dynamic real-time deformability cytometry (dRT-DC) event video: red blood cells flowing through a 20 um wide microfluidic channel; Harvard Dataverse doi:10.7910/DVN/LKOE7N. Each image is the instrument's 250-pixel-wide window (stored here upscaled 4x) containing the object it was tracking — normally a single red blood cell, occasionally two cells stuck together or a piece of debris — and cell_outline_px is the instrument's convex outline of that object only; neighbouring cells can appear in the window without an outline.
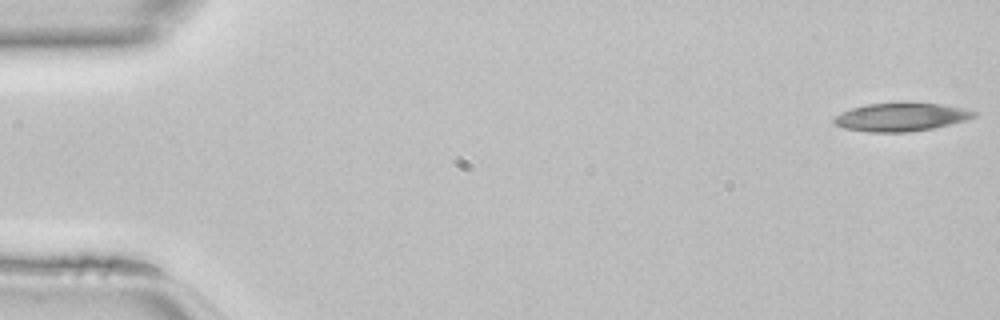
{"species": "common noctule bat (a hibernating species)", "species_latin": "Nyctalus noctula", "temperature_condition": "room temperature", "stored_images_in_passage": 46, "camera_frame_rate_fps": 3000, "um_per_image_px": 0.085, "animal": {"sex": "female", "body_mass_g": 22.7, "forearm_length_mm": 54.2}, "frame": {"image": 1, "passage_image": 1, "time_ms": 0.0, "image_size_px": [1000, 320], "cell_outline_px": [[976, 116], [968, 120], [932, 128], [908, 132], [868, 132], [844, 128], [836, 124], [832, 120], [836, 116], [852, 108], [868, 104], [904, 100], [908, 100], [940, 104], [964, 108], [976, 112]], "centroid_in_image_um": [76.63, 9.91], "position_along_channel_um": 8.4, "area_um2": 23.58}}
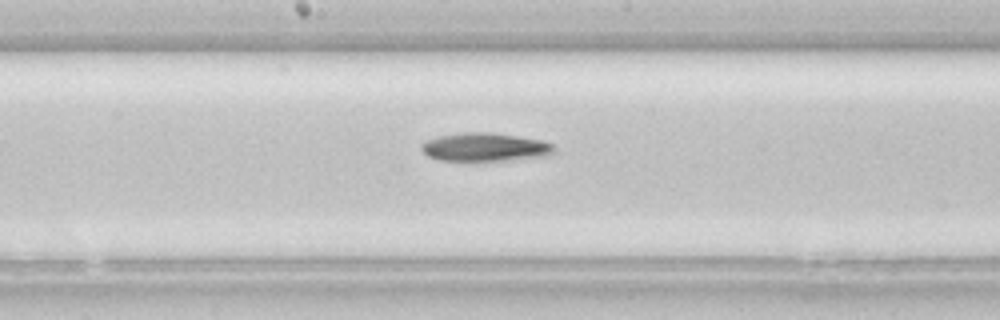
{"frame": {"image": 2, "passage_image": 24, "time_ms": 7.667, "image_size_px": [1000, 320], "cell_outline_px": [[556, 152], [548, 156], [504, 160], [440, 160], [428, 156], [420, 148], [420, 144], [428, 140], [440, 136], [464, 132], [492, 132], [540, 140], [552, 144], [556, 148]], "centroid_in_image_um": [41.25, 12.5], "position_along_channel_um": 207.0, "area_um2": 21.79}}
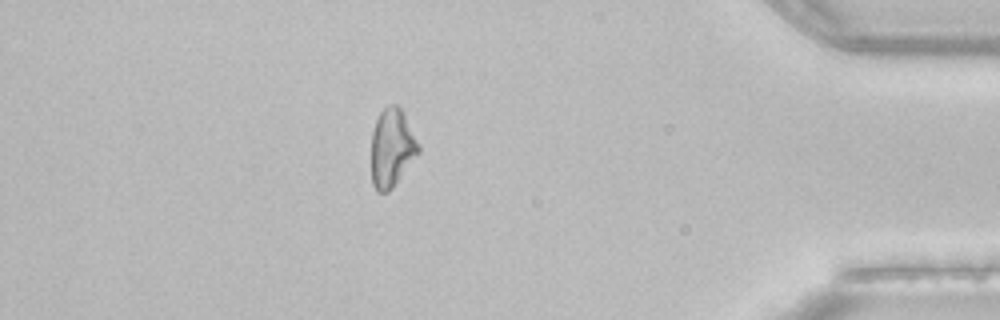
{"frame": {"image": 3, "passage_image": 40, "time_ms": 13.0, "image_size_px": [1000, 320], "cell_outline_px": [[420, 152], [392, 188], [388, 192], [376, 192], [372, 184], [372, 132], [376, 120], [380, 112], [388, 104], [396, 104], [404, 112], [420, 144]], "centroid_in_image_um": [33.32, 12.56], "position_along_channel_um": 401.9, "area_um2": 21.68}}